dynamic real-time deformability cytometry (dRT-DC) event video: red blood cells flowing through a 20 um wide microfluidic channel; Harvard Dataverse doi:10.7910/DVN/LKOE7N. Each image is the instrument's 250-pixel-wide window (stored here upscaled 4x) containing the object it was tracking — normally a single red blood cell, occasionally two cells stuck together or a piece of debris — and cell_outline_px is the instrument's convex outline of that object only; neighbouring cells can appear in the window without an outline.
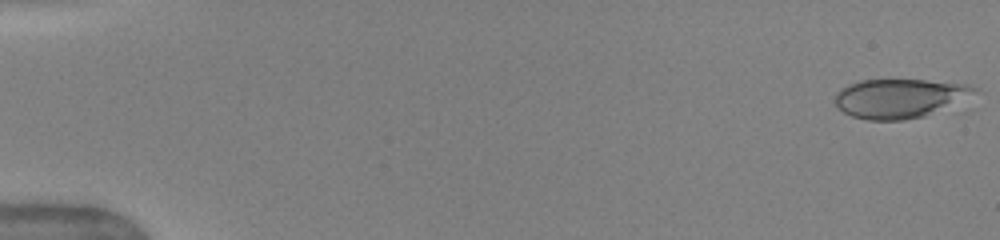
{"species": "human", "species_latin": "Homo sapiens", "temperature_condition": "warm", "stored_images_in_passage": 12, "camera_frame_rate_fps": 3000, "um_per_image_px": 0.085, "donor": {"sex": "female"}, "frame": {"image": 1, "passage_image": 1, "time_ms": 0.0, "image_size_px": [1000, 240], "cell_outline_px": [[980, 88], [924, 116], [904, 120], [868, 120], [852, 116], [836, 108], [836, 92], [840, 88], [848, 84], [860, 80], [924, 80], [968, 84]], "centroid_in_image_um": [76.31, 8.34], "position_along_channel_um": 8.7, "area_um2": 30.92}}
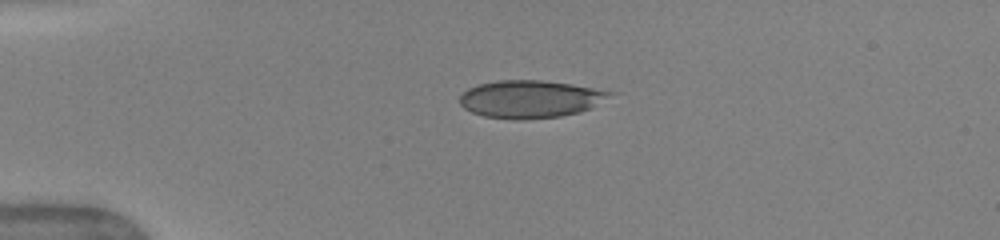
{"frame": {"image": 2, "passage_image": 12, "time_ms": 3.667, "image_size_px": [1000, 240], "cell_outline_px": [[616, 92], [588, 108], [580, 112], [560, 116], [520, 120], [516, 120], [484, 116], [472, 112], [464, 108], [460, 104], [460, 96], [468, 88], [476, 84], [496, 80], [540, 80], [572, 84]], "centroid_in_image_um": [45.01, 8.41], "position_along_channel_um": 40.0, "area_um2": 32.71}}